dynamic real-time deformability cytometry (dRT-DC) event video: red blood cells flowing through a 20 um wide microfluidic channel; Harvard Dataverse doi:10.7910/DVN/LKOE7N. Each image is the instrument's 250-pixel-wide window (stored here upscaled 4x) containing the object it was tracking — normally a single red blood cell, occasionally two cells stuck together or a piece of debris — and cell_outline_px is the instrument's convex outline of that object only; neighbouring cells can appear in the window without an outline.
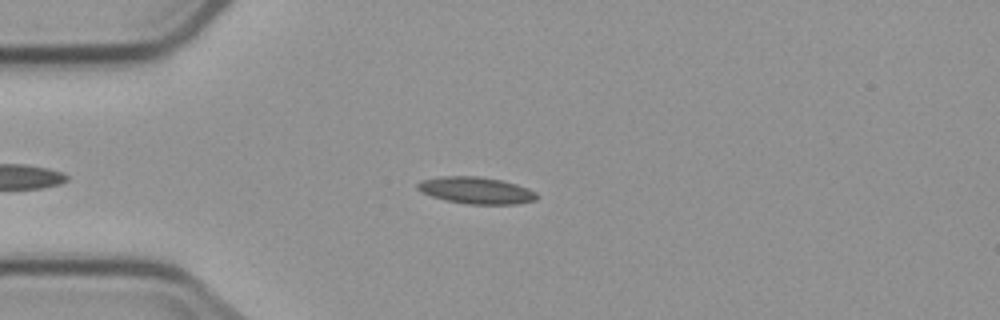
{"species": "common noctule bat (a hibernating species)", "species_latin": "Nyctalus noctula", "temperature_condition": "cold", "stored_images_in_passage": 5, "camera_frame_rate_fps": 3000, "um_per_image_px": 0.085, "animal": {"sex": "male", "body_mass_g": 23.1, "forearm_length_mm": 52.7}, "frame": {"image": 1, "passage_image": 3, "time_ms": 2.333, "image_size_px": [1000, 320], "cell_outline_px": [[536, 200], [516, 204], [468, 204], [448, 200], [432, 196], [416, 188], [416, 184], [420, 180], [440, 176], [480, 176], [500, 180], [516, 184], [528, 188], [536, 192]], "centroid_in_image_um": [40.46, 16.17], "position_along_channel_um": 44.5, "area_um2": 18.5}}
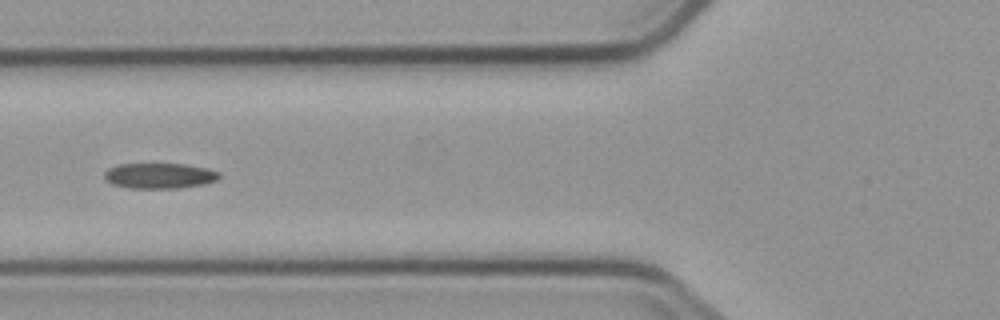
{"frame": {"image": 2, "passage_image": 5, "time_ms": 4.667, "image_size_px": [1000, 320], "cell_outline_px": [[220, 176], [216, 180], [204, 184], [180, 188], [128, 188], [112, 184], [104, 176], [104, 172], [108, 168], [116, 164], [184, 164], [204, 168], [220, 172]], "centroid_in_image_um": [13.53, 14.94], "position_along_channel_um": 112.3, "area_um2": 16.99}}